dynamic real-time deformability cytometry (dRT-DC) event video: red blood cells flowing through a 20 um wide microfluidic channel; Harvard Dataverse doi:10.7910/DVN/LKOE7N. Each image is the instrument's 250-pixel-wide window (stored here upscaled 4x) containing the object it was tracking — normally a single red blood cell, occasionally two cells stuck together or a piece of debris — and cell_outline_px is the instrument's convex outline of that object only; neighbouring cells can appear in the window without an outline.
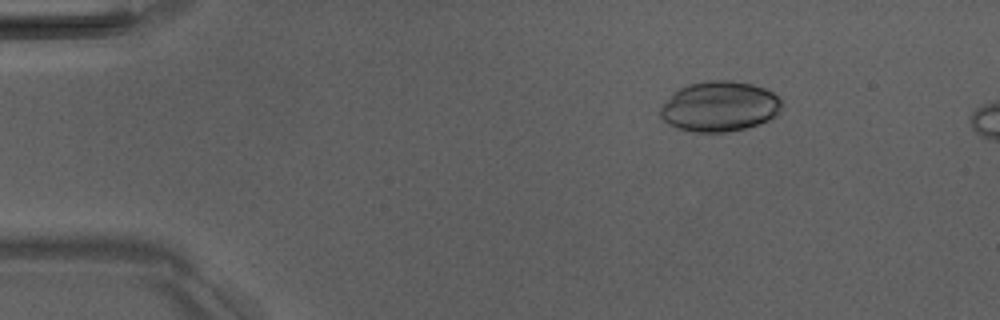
{"species": "Egyptian fruit bat (a non-hibernating species)", "species_latin": "Rousettus aegyptiacus", "temperature_condition": "room temperature", "stored_images_in_passage": 5, "camera_frame_rate_fps": 3000, "um_per_image_px": 0.085, "animal": {"sex": "male"}, "frame": {"image": 1, "passage_image": 3, "time_ms": 2.333, "image_size_px": [1000, 320], "cell_outline_px": [[784, 104], [780, 112], [768, 120], [760, 124], [744, 128], [724, 132], [692, 132], [668, 124], [660, 116], [660, 108], [680, 88], [692, 84], [708, 80], [732, 80], [752, 84], [764, 88], [772, 92]], "centroid_in_image_um": [61.2, 9.05], "position_along_channel_um": 23.8, "area_um2": 35.26}}